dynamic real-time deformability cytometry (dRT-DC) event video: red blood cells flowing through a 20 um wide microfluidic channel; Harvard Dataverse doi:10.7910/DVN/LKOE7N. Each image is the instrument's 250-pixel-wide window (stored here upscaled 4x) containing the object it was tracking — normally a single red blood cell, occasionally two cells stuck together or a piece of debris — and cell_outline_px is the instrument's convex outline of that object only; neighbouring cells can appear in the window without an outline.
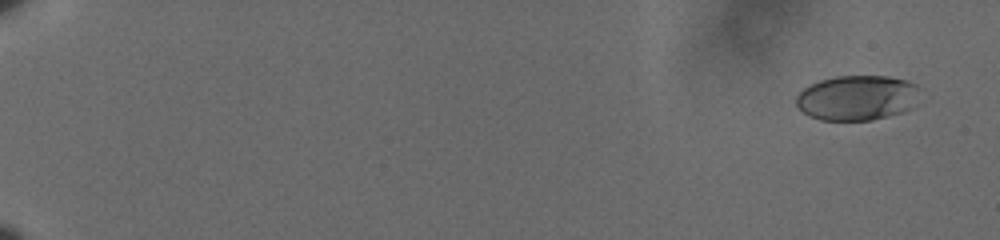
{"species": "human", "species_latin": "Homo sapiens", "temperature_condition": "cold", "stored_images_in_passage": 62, "camera_frame_rate_fps": 3000, "um_per_image_px": 0.085, "donor": {"sex": "male"}, "frame": {"image": 1, "passage_image": 4, "time_ms": 1.0, "image_size_px": [1000, 240], "cell_outline_px": [[916, 88], [908, 108], [904, 112], [872, 120], [820, 120], [808, 116], [796, 104], [796, 96], [804, 88], [820, 80], [836, 76], [888, 76], [904, 80], [916, 84]], "centroid_in_image_um": [72.75, 8.32], "position_along_channel_um": 12.2, "area_um2": 31.79}}
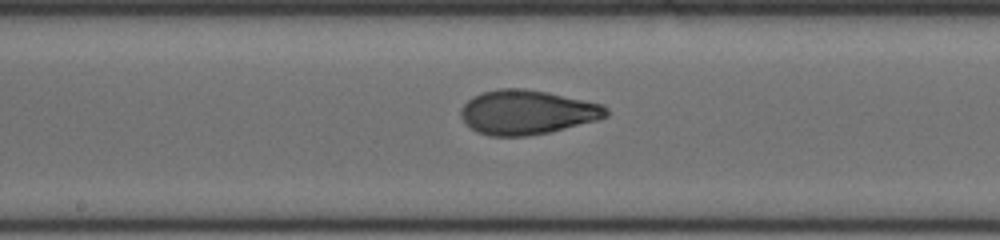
{"frame": {"image": 2, "passage_image": 37, "time_ms": 12.0, "image_size_px": [1000, 240], "cell_outline_px": [[608, 116], [596, 120], [548, 132], [528, 136], [488, 136], [476, 132], [460, 116], [460, 108], [472, 96], [484, 92], [500, 88], [524, 88], [548, 92], [604, 104], [608, 108]], "centroid_in_image_um": [44.8, 9.53], "position_along_channel_um": 203.4, "area_um2": 37.57}}
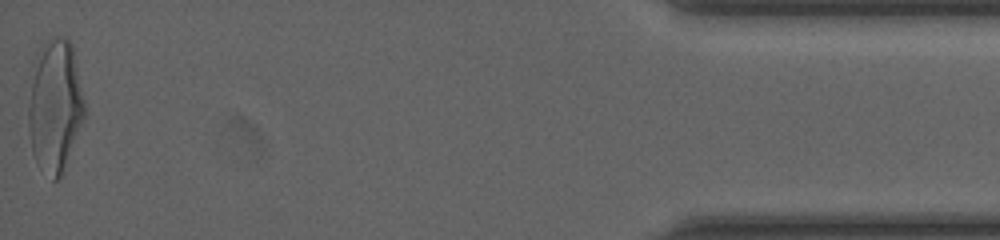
{"frame": {"image": 3, "passage_image": 62, "time_ms": 20.333, "image_size_px": [1000, 240], "cell_outline_px": [[88, 112], [60, 176], [56, 180], [52, 180], [36, 164], [32, 152], [28, 124], [28, 108], [36, 52], [52, 36], [68, 40], [72, 44]], "centroid_in_image_um": [4.7, 9.01], "position_along_channel_um": 430.5, "area_um2": 43.58}, "authors_computed_cell_mechanics": {"area_um2": 36.3562, "velocity_mm_per_s": 3.6111, "shape_relaxation_time_tau1_ms": 4.3709, "shape_relaxation_time_tau2_ms": 1.0037, "deformation_change_tau1": 0.1882, "deformation_change_tau2": 0.0638}}